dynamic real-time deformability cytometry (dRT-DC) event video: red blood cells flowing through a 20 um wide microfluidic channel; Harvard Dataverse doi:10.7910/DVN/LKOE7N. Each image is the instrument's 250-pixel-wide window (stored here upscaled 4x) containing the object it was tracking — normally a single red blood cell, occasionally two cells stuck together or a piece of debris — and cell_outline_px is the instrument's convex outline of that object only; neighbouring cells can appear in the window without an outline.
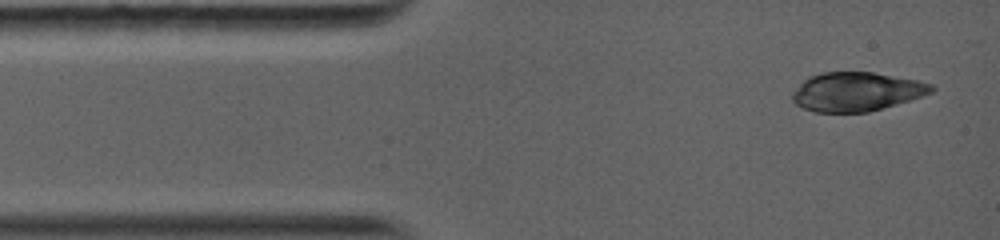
{"species": "common noctule bat (a hibernating species)", "species_latin": "Nyctalus noctula", "temperature_condition": "warm", "stored_images_in_passage": 3, "camera_frame_rate_fps": 5000, "um_per_image_px": 0.085, "animal": {"sex": "female", "body_mass_g": 19.0, "forearm_length_mm": 56.7}, "frame": {"image": 1, "passage_image": 1, "time_ms": 0.0, "image_size_px": [1000, 240], "cell_outline_px": [[936, 88], [932, 92], [908, 100], [868, 112], [816, 112], [804, 108], [796, 104], [792, 100], [792, 92], [808, 76], [824, 72], [872, 72], [916, 80], [932, 84]], "centroid_in_image_um": [72.77, 7.79], "position_along_channel_um": 12.2, "area_um2": 31.21}}